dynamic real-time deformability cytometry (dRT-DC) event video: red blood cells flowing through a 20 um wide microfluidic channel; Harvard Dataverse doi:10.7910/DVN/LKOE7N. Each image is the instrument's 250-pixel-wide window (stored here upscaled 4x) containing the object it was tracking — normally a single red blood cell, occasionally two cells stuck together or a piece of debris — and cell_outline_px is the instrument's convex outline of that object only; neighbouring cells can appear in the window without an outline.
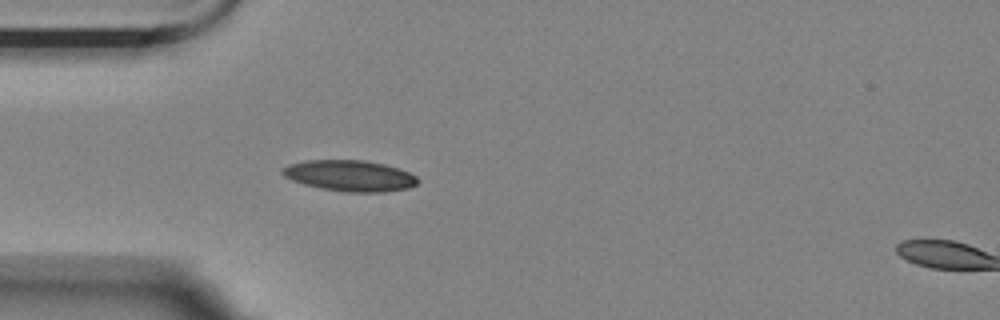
{"species": "Egyptian fruit bat (a non-hibernating species)", "species_latin": "Rousettus aegyptiacus", "temperature_condition": "room temperature", "stored_images_in_passage": 5, "segment_of_instrument_passage": [1, 2], "camera_frame_rate_fps": 3000, "um_per_image_px": 0.085, "animal": {"sex": "female"}, "frame": {"image": 1, "passage_image": 4, "time_ms": 1.0, "image_size_px": [1000, 320], "cell_outline_px": [[420, 180], [416, 184], [408, 188], [384, 192], [344, 192], [320, 188], [304, 184], [292, 180], [284, 176], [280, 172], [280, 168], [288, 164], [304, 160], [364, 160], [384, 164], [408, 172], [416, 176]], "centroid_in_image_um": [29.69, 14.93], "position_along_channel_um": 55.3, "area_um2": 24.57}}